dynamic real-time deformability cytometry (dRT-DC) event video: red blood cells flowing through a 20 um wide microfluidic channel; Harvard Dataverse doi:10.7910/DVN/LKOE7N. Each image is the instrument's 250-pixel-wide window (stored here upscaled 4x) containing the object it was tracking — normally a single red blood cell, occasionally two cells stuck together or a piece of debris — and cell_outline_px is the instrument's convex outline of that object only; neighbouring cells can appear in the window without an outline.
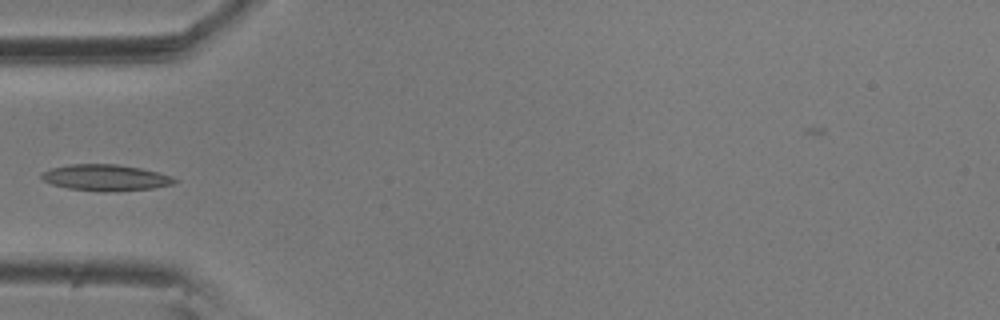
{"species": "common noctule bat (a hibernating species)", "species_latin": "Nyctalus noctula", "temperature_condition": "room temperature", "stored_images_in_passage": 6, "camera_frame_rate_fps": 3000, "um_per_image_px": 0.085, "animal": {"sex": "male", "body_mass_g": 20.5, "forearm_length_mm": 52.5}, "frame": {"image": 1, "passage_image": 6, "time_ms": 1.667, "image_size_px": [1000, 320], "cell_outline_px": [[180, 180], [172, 184], [152, 188], [108, 192], [104, 192], [68, 188], [52, 184], [44, 180], [40, 176], [44, 172], [52, 168], [72, 164], [116, 164], [140, 168], [160, 172], [172, 176]], "centroid_in_image_um": [9.03, 15.1], "position_along_channel_um": 76.0, "area_um2": 20.23}}